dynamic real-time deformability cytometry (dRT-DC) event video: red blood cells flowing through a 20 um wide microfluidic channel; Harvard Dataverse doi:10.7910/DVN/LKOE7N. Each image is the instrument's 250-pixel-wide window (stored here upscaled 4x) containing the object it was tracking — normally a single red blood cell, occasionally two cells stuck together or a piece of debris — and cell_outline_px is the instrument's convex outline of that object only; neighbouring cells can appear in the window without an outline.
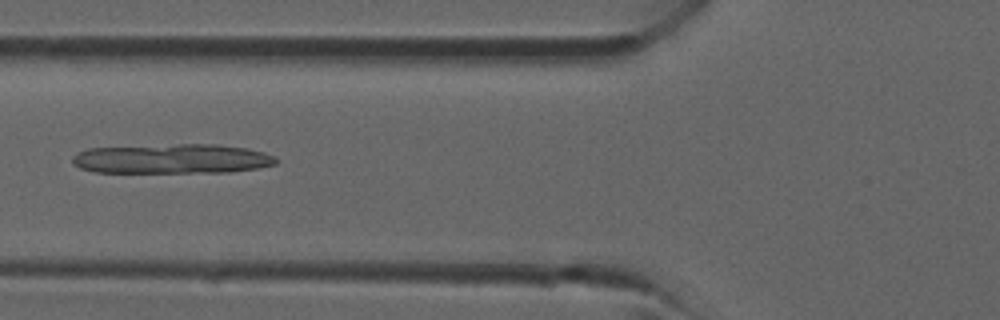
{"species": "common noctule bat (a hibernating species)", "species_latin": "Nyctalus noctula", "temperature_condition": "room temperature", "stored_images_in_passage": 36, "camera_frame_rate_fps": 3000, "um_per_image_px": 0.085, "animal": {"sex": "male", "forearm_length_mm": 52.5}, "frame": {"image": 1, "passage_image": 14, "time_ms": 4.333, "image_size_px": [1000, 320], "cell_outline_px": [[276, 164], [260, 168], [232, 172], [92, 172], [80, 168], [72, 160], [72, 156], [76, 152], [88, 148], [180, 144], [216, 144], [248, 148], [264, 152], [276, 156]], "centroid_in_image_um": [14.66, 13.49], "position_along_channel_um": 111.1, "area_um2": 35.37}}
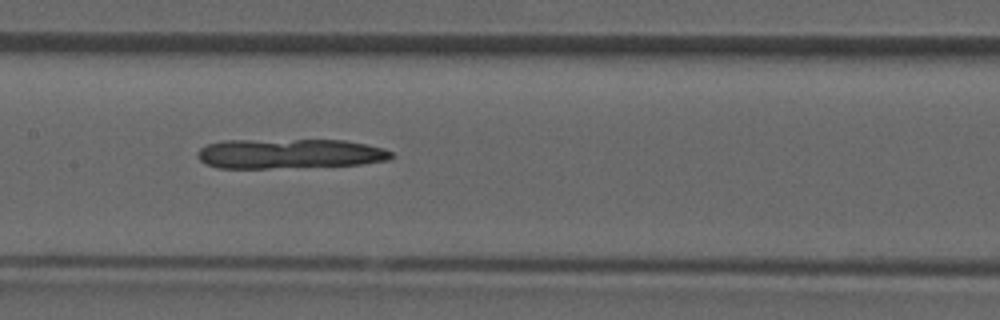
{"frame": {"image": 2, "passage_image": 18, "time_ms": 5.667, "image_size_px": [1000, 320], "cell_outline_px": [[392, 156], [388, 160], [360, 164], [268, 168], [216, 168], [204, 164], [196, 156], [196, 152], [200, 148], [208, 144], [224, 140], [344, 140], [384, 148], [392, 152]], "centroid_in_image_um": [24.53, 13.06], "position_along_channel_um": 182.9, "area_um2": 33.58}}
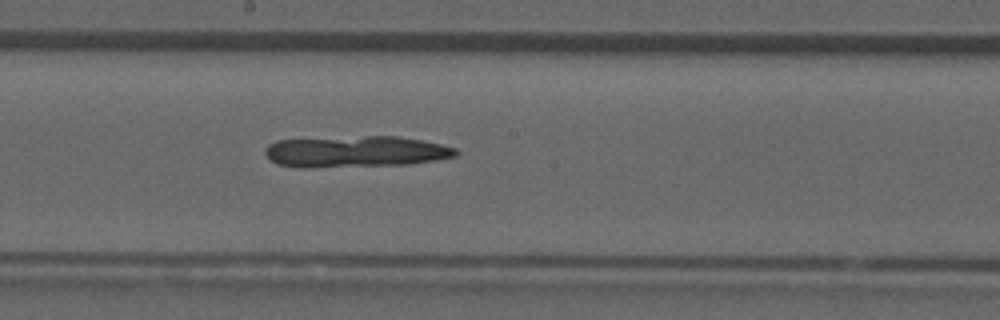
{"frame": {"image": 3, "passage_image": 20, "time_ms": 6.333, "image_size_px": [1000, 320], "cell_outline_px": [[460, 152], [456, 156], [436, 160], [408, 164], [308, 168], [300, 168], [276, 164], [268, 160], [264, 152], [264, 148], [268, 144], [276, 140], [364, 136], [396, 136], [420, 140], [440, 144], [456, 148]], "centroid_in_image_um": [30.17, 12.89], "position_along_channel_um": 218.0, "area_um2": 35.08}}